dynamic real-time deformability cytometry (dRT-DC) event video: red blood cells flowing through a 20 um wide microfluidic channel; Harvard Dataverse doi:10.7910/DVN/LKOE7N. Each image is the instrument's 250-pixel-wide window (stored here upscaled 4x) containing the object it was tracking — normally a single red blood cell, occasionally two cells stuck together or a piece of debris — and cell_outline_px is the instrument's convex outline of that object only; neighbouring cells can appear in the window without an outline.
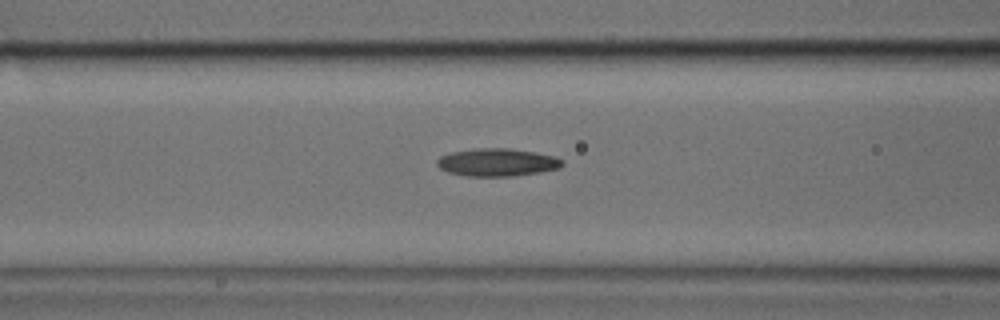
{"species": "common noctule bat (a hibernating species)", "species_latin": "Nyctalus noctula", "temperature_condition": "cold", "stored_images_in_passage": 37, "camera_frame_rate_fps": 3000, "um_per_image_px": 0.085, "animal": {"sex": "male", "body_mass_g": 17.9, "forearm_length_mm": 54.2}, "frame": {"image": 1, "passage_image": 9, "time_ms": 2.667, "image_size_px": [1000, 320], "cell_outline_px": [[564, 164], [560, 168], [540, 172], [512, 176], [468, 176], [448, 172], [440, 168], [436, 164], [436, 160], [440, 156], [452, 152], [476, 148], [512, 148], [536, 152], [556, 156], [564, 160]], "centroid_in_image_um": [42.3, 13.79], "position_along_channel_um": 124.3, "area_um2": 20.46}}
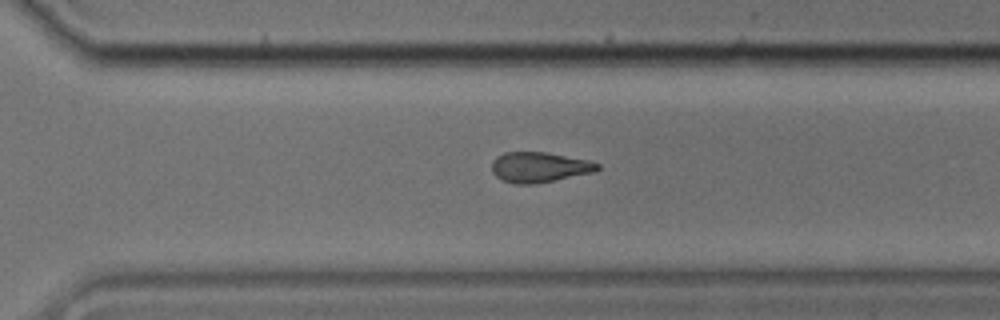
{"frame": {"image": 2, "passage_image": 24, "time_ms": 7.667, "image_size_px": [1000, 320], "cell_outline_px": [[600, 168], [596, 172], [532, 184], [516, 184], [504, 180], [496, 176], [492, 172], [492, 160], [496, 156], [504, 152], [548, 152], [588, 160], [600, 164]], "centroid_in_image_um": [45.85, 14.2], "position_along_channel_um": 324.8, "area_um2": 18.67}}
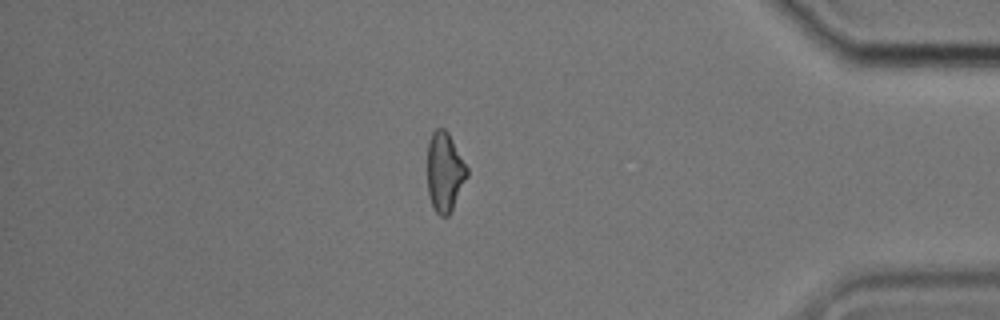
{"frame": {"image": 3, "passage_image": 32, "time_ms": 10.333, "image_size_px": [1000, 320], "cell_outline_px": [[468, 176], [448, 216], [440, 216], [436, 212], [432, 204], [428, 192], [428, 140], [432, 132], [436, 128], [444, 128], [448, 132], [468, 168]], "centroid_in_image_um": [37.8, 14.59], "position_along_channel_um": 397.4, "area_um2": 18.21}}